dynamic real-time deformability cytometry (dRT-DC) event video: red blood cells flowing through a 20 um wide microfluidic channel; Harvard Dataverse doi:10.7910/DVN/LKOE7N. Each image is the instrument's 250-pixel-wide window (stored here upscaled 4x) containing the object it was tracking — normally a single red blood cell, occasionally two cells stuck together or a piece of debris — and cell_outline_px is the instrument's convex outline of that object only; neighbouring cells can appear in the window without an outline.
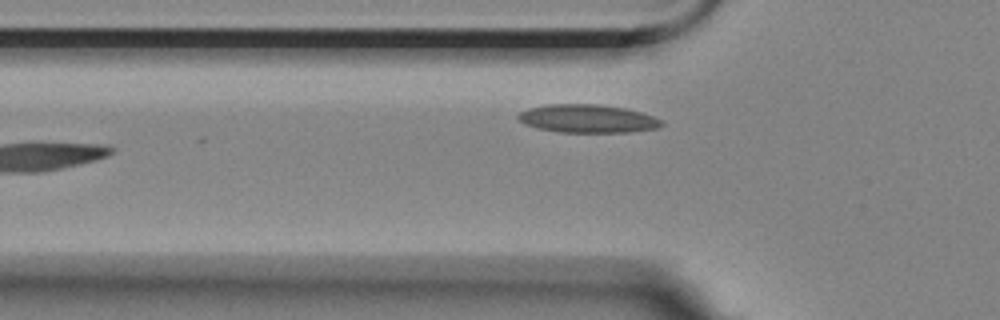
{"species": "Egyptian fruit bat (a non-hibernating species)", "species_latin": "Rousettus aegyptiacus", "temperature_condition": "room temperature", "stored_images_in_passage": 38, "camera_frame_rate_fps": 3000, "um_per_image_px": 0.085, "animal": {"sex": "female"}, "frame": {"image": 1, "passage_image": 6, "time_ms": 1.667, "image_size_px": [1000, 320], "cell_outline_px": [[664, 124], [660, 128], [632, 132], [560, 132], [536, 128], [524, 124], [516, 116], [520, 112], [528, 108], [548, 104], [600, 104], [624, 108], [640, 112], [652, 116], [660, 120]], "centroid_in_image_um": [49.94, 10.09], "position_along_channel_um": 75.9, "area_um2": 23.64}}
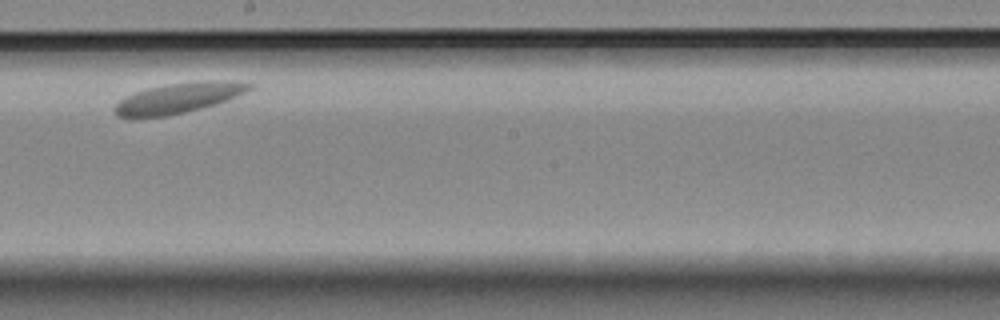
{"frame": {"image": 2, "passage_image": 21, "time_ms": 6.667, "image_size_px": [1000, 320], "cell_outline_px": [[252, 88], [236, 96], [216, 104], [168, 116], [136, 120], [116, 116], [112, 112], [112, 108], [120, 100], [136, 92], [148, 88], [168, 84], [200, 80], [232, 80], [252, 84]], "centroid_in_image_um": [15.09, 8.36], "position_along_channel_um": 233.1, "area_um2": 24.22}}
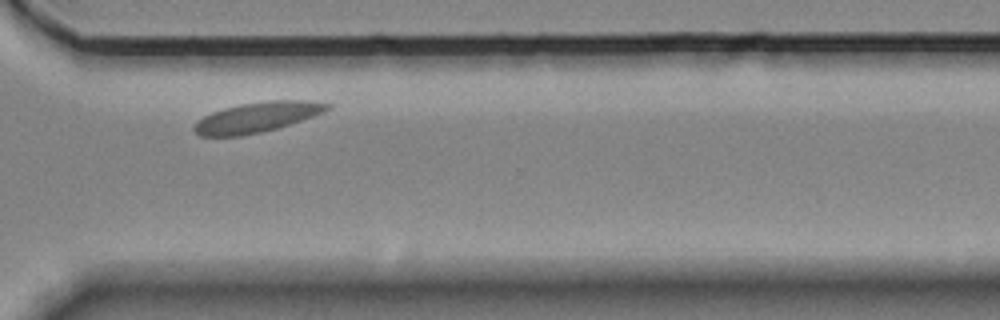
{"frame": {"image": 3, "passage_image": 32, "time_ms": 10.333, "image_size_px": [1000, 320], "cell_outline_px": [[336, 104], [332, 108], [324, 112], [276, 128], [260, 132], [240, 136], [200, 136], [192, 128], [196, 120], [212, 112], [224, 108], [240, 104], [268, 100], [316, 100]], "centroid_in_image_um": [21.89, 9.94], "position_along_channel_um": 348.7, "area_um2": 23.52}, "authors_computed_cell_mechanics": {"area_um2": 23.409, "velocity_mm_per_s": 3.1292, "shape_relaxation_time_tau1_ms": 5.4723, "shape_relaxation_time_tau2_ms": null, "deformation_change_tau1": 0.041, "deformation_change_tau2": null}}